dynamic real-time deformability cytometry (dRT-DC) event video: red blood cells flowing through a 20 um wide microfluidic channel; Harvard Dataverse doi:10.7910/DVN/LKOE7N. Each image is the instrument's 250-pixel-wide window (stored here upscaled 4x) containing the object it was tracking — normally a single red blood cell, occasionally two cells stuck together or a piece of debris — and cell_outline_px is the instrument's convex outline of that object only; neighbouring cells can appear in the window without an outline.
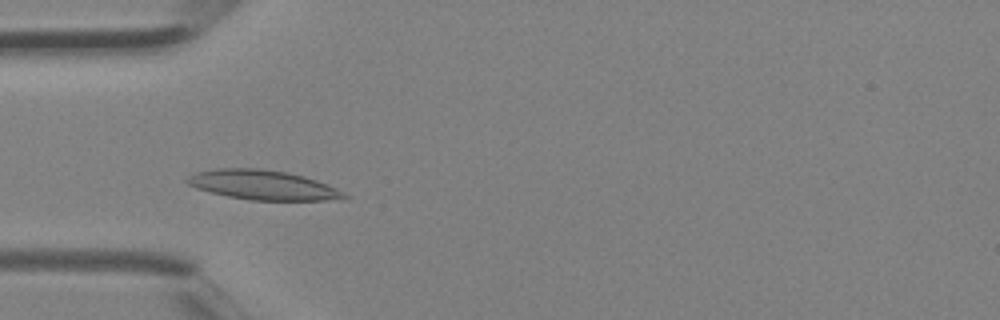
{"species": "Egyptian fruit bat (a non-hibernating species)", "species_latin": "Rousettus aegyptiacus", "temperature_condition": "room temperature", "stored_images_in_passage": 2, "camera_frame_rate_fps": 3000, "um_per_image_px": 0.085, "animal": {"sex": "female"}, "frame": {"image": 1, "passage_image": 2, "time_ms": 0.333, "image_size_px": [1000, 320], "cell_outline_px": [[352, 196], [348, 200], [252, 200], [228, 196], [196, 188], [188, 184], [184, 180], [188, 176], [196, 172], [216, 168], [260, 168], [288, 172], [304, 176], [316, 180], [344, 192]], "centroid_in_image_um": [22.39, 15.72], "position_along_channel_um": 62.6, "area_um2": 27.22}}